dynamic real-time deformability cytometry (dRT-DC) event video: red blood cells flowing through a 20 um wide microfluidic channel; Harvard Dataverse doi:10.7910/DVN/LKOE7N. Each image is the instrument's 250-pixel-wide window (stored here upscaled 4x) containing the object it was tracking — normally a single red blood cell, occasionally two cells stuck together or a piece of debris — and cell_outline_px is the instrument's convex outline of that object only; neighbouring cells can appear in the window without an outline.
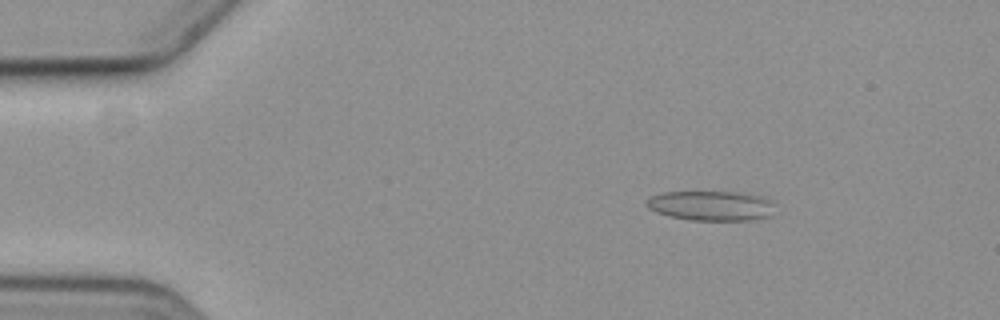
{"species": "common noctule bat (a hibernating species)", "species_latin": "Nyctalus noctula", "temperature_condition": "cold", "stored_images_in_passage": 59, "camera_frame_rate_fps": 3000, "um_per_image_px": 0.085, "animal": {"sex": "female", "body_mass_g": 19.3, "forearm_length_mm": 54.1}, "frame": {"image": 1, "passage_image": 9, "time_ms": 2.667, "image_size_px": [1000, 320], "cell_outline_px": [[772, 216], [752, 220], [692, 220], [668, 216], [656, 212], [648, 208], [648, 200], [652, 196], [664, 192], [744, 192], [764, 196], [772, 204]], "centroid_in_image_um": [60.48, 17.48], "position_along_channel_um": 24.5, "area_um2": 22.25}}
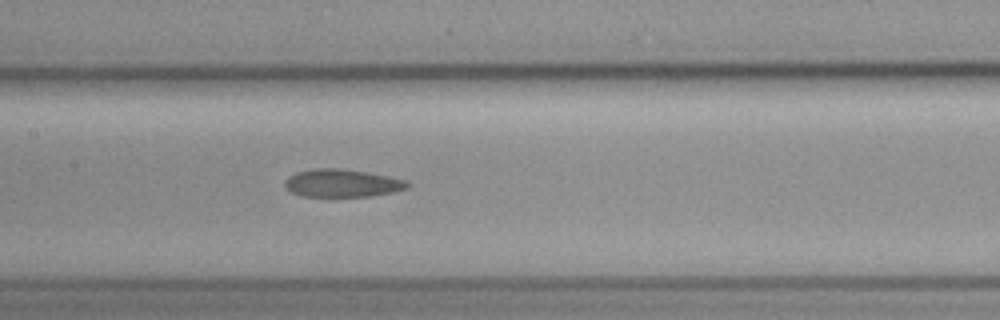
{"frame": {"image": 2, "passage_image": 29, "time_ms": 9.333, "image_size_px": [1000, 320], "cell_outline_px": [[412, 184], [408, 188], [392, 192], [368, 196], [300, 196], [292, 192], [284, 184], [284, 180], [288, 176], [296, 172], [316, 168], [340, 168], [368, 172], [388, 176], [404, 180]], "centroid_in_image_um": [29.07, 15.56], "position_along_channel_um": 178.3, "area_um2": 19.83}}
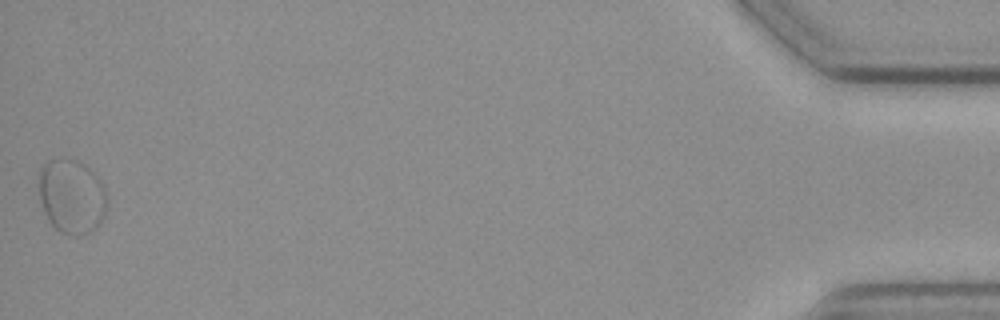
{"frame": {"image": 3, "passage_image": 59, "time_ms": 19.333, "image_size_px": [1000, 320], "cell_outline_px": [[108, 196], [104, 216], [100, 224], [92, 232], [80, 236], [72, 236], [60, 232], [48, 220], [40, 200], [36, 172], [48, 160], [76, 160], [88, 168], [100, 180]], "centroid_in_image_um": [6.08, 16.72], "position_along_channel_um": 429.1, "area_um2": 29.88}, "authors_computed_cell_mechanics": {"area_um2": 21.097, "velocity_mm_per_s": 3.5185, "shape_relaxation_time_tau1_ms": null, "shape_relaxation_time_tau2_ms": 1.6769, "deformation_change_tau1": null, "deformation_change_tau2": 0.0718}}